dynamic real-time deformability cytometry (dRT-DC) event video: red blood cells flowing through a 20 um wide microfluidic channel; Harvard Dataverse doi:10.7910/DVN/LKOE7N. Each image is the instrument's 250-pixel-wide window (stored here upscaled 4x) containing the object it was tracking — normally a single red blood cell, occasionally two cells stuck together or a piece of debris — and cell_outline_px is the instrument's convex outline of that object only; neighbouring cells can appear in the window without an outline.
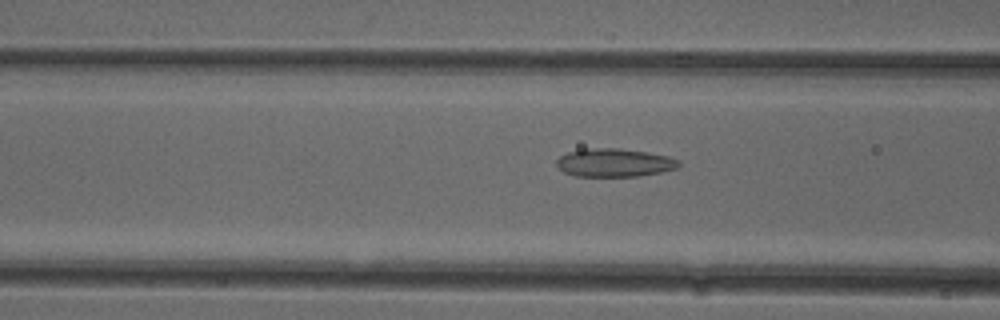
{"species": "common noctule bat (a hibernating species)", "species_latin": "Nyctalus noctula", "temperature_condition": "cold", "stored_images_in_passage": 43, "camera_frame_rate_fps": 3000, "um_per_image_px": 0.085, "animal": {"sex": "female"}, "frame": {"image": 1, "passage_image": 11, "time_ms": 3.333, "image_size_px": [1000, 320], "cell_outline_px": [[680, 164], [676, 168], [660, 172], [640, 176], [576, 176], [564, 172], [556, 164], [556, 160], [560, 156], [568, 152], [584, 148], [620, 148], [648, 152], [668, 156], [680, 160]], "centroid_in_image_um": [52.22, 13.82], "position_along_channel_um": 114.4, "area_um2": 20.17}}
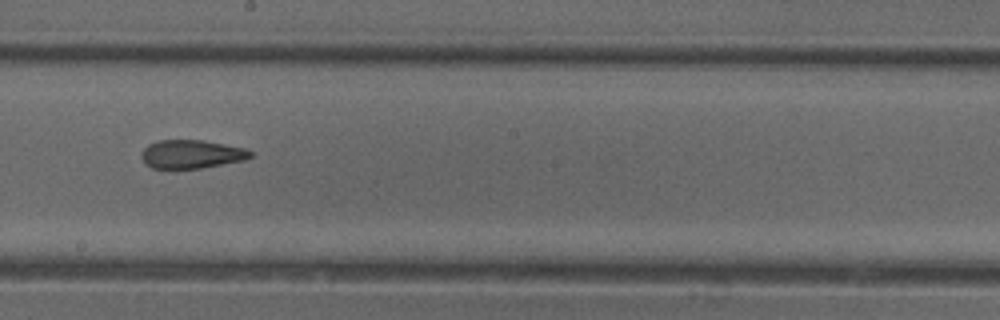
{"frame": {"image": 2, "passage_image": 20, "time_ms": 6.333, "image_size_px": [1000, 320], "cell_outline_px": [[252, 156], [244, 160], [200, 168], [152, 168], [140, 156], [144, 148], [148, 144], [156, 140], [204, 140], [244, 148], [252, 152]], "centroid_in_image_um": [16.27, 13.09], "position_along_channel_um": 231.9, "area_um2": 17.92}}
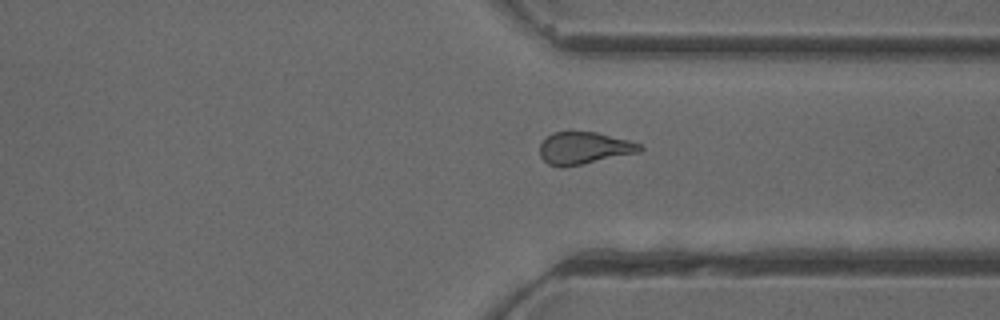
{"frame": {"image": 3, "passage_image": 30, "time_ms": 9.667, "image_size_px": [1000, 320], "cell_outline_px": [[644, 148], [640, 152], [584, 164], [560, 168], [548, 164], [540, 156], [540, 144], [552, 132], [568, 128], [596, 132], [628, 140], [640, 144]], "centroid_in_image_um": [49.61, 12.55], "position_along_channel_um": 361.8, "area_um2": 19.42}, "authors_computed_cell_mechanics": {"area_um2": 19.4208, "velocity_mm_per_s": 3.9085, "shape_relaxation_time_tau1_ms": null, "shape_relaxation_time_tau2_ms": 2.7574, "deformation_change_tau1": null, "deformation_change_tau2": 0.113}}